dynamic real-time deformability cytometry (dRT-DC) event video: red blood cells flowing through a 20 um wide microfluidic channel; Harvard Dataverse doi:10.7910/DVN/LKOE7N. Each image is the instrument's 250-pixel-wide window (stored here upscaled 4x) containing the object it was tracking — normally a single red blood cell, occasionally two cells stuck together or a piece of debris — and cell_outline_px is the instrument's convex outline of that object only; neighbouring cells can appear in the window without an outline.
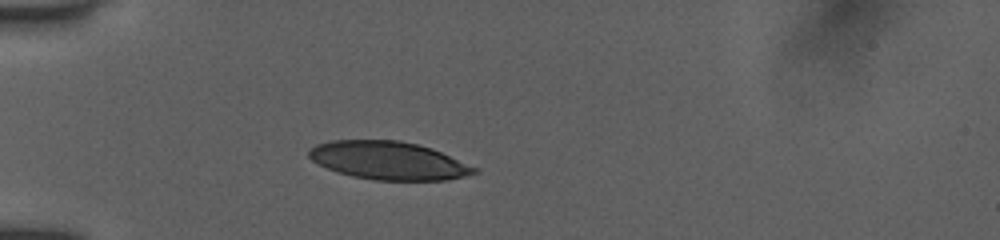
{"species": "human", "species_latin": "Homo sapiens", "temperature_condition": "room temperature", "stored_images_in_passage": 43, "camera_frame_rate_fps": 3000, "um_per_image_px": 0.085, "donor": {"sex": "female"}, "frame": {"image": 1, "passage_image": 1, "time_ms": 0.0, "image_size_px": [1000, 240], "cell_outline_px": [[480, 172], [448, 180], [376, 180], [352, 176], [336, 172], [312, 160], [308, 156], [308, 148], [316, 144], [332, 140], [400, 140], [432, 148], [480, 168]], "centroid_in_image_um": [33.05, 13.64], "position_along_channel_um": 51.9, "area_um2": 36.93}}
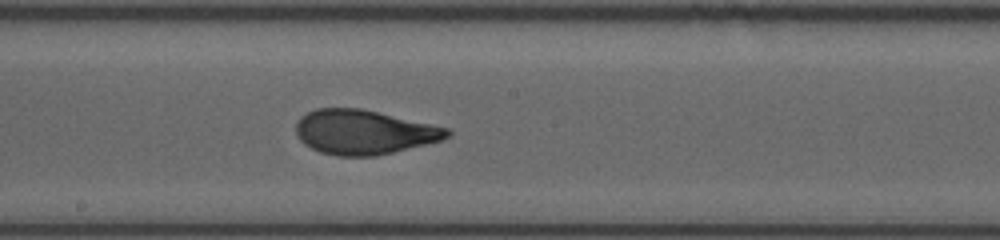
{"frame": {"image": 2, "passage_image": 16, "time_ms": 4.667, "image_size_px": [1000, 240], "cell_outline_px": [[452, 132], [448, 136], [440, 140], [392, 152], [372, 156], [336, 156], [320, 152], [304, 144], [296, 136], [296, 124], [300, 116], [316, 108], [360, 108], [448, 128]], "centroid_in_image_um": [30.86, 11.22], "position_along_channel_um": 217.3, "area_um2": 38.78}}
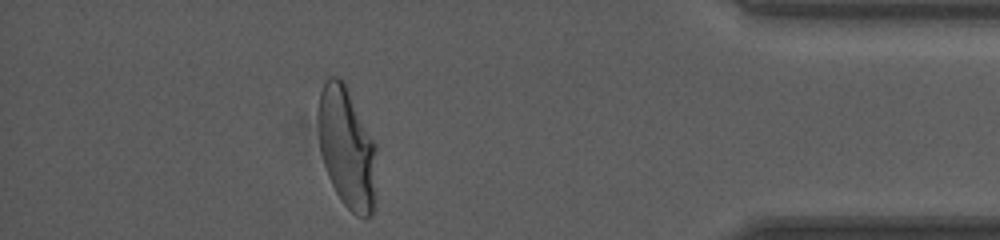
{"frame": {"image": 3, "passage_image": 37, "time_ms": 10.333, "image_size_px": [1000, 240], "cell_outline_px": [[376, 148], [372, 216], [356, 216], [344, 204], [336, 192], [328, 176], [320, 152], [316, 112], [320, 92], [328, 76], [340, 76], [344, 80], [376, 144]], "centroid_in_image_um": [29.44, 12.47], "position_along_channel_um": 405.8, "area_um2": 41.27}, "authors_computed_cell_mechanics": {"area_um2": 39.7086, "velocity_mm_per_s": 3.9766, "shape_relaxation_time_tau1_ms": 4.6171, "shape_relaxation_time_tau2_ms": 0.8027, "deformation_change_tau1": 0.1973, "deformation_change_tau2": 0.0635}}